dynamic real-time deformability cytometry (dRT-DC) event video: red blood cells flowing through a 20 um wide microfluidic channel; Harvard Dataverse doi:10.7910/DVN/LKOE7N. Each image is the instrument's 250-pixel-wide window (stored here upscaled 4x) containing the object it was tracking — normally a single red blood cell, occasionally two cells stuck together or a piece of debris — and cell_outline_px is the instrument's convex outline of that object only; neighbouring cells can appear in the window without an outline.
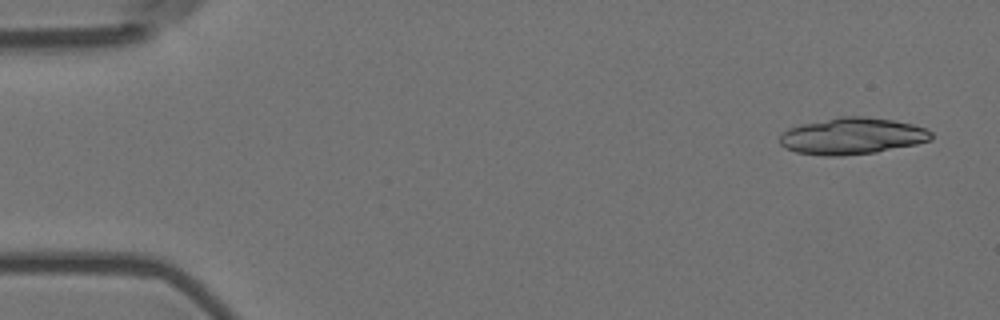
{"species": "Egyptian fruit bat (a non-hibernating species)", "species_latin": "Rousettus aegyptiacus", "temperature_condition": "room temperature", "stored_images_in_passage": 2, "camera_frame_rate_fps": 3000, "um_per_image_px": 0.085, "animal": {"sex": "female"}, "frame": {"image": 1, "passage_image": 2, "time_ms": 0.333, "image_size_px": [1000, 320], "cell_outline_px": [[932, 140], [916, 144], [876, 152], [840, 156], [828, 156], [796, 152], [780, 144], [780, 136], [788, 128], [800, 124], [840, 116], [864, 116], [892, 120], [912, 124], [924, 128], [932, 132]], "centroid_in_image_um": [72.44, 11.56], "position_along_channel_um": 12.6, "area_um2": 32.19}}